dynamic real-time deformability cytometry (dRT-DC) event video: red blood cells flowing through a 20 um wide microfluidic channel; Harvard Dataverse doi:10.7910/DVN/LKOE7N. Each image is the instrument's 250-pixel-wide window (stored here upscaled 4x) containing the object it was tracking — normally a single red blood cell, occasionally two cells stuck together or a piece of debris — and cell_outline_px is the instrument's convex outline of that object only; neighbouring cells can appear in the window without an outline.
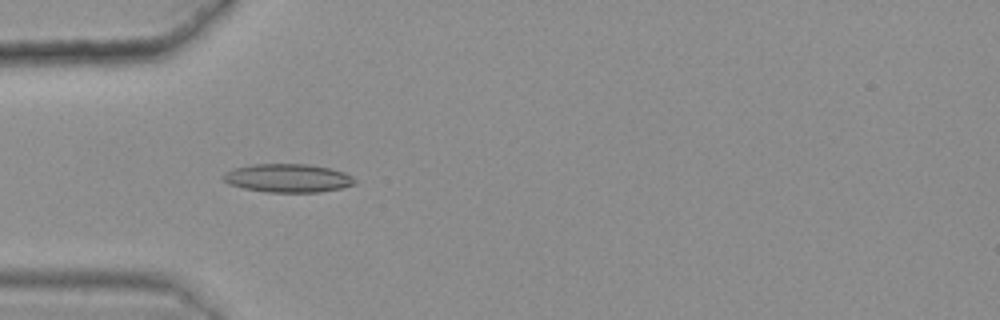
{"species": "common noctule bat (a hibernating species)", "species_latin": "Nyctalus noctula", "temperature_condition": "warm", "stored_images_in_passage": 49, "camera_frame_rate_fps": 3000, "um_per_image_px": 0.085, "animal": {"sex": "female", "body_mass_g": 25.1}, "frame": {"image": 1, "passage_image": 18, "time_ms": 5.667, "image_size_px": [1000, 320], "cell_outline_px": [[356, 184], [340, 188], [320, 192], [268, 192], [244, 188], [228, 184], [220, 176], [224, 172], [236, 168], [252, 164], [308, 164], [328, 168], [344, 172], [352, 176], [356, 180]], "centroid_in_image_um": [24.46, 15.14], "position_along_channel_um": 60.5, "area_um2": 21.79}}
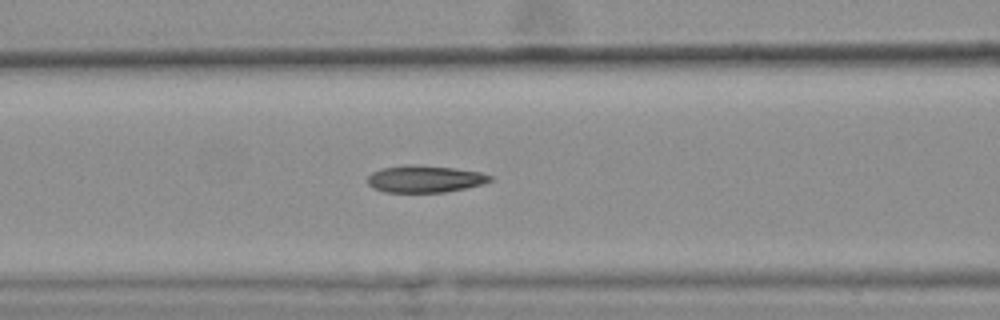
{"frame": {"image": 2, "passage_image": 24, "time_ms": 7.667, "image_size_px": [1000, 320], "cell_outline_px": [[496, 176], [492, 180], [484, 184], [444, 192], [384, 192], [372, 188], [368, 184], [368, 176], [372, 172], [380, 168], [404, 164], [412, 164], [456, 168], [480, 172]], "centroid_in_image_um": [36.12, 15.2], "position_along_channel_um": 130.5, "area_um2": 19.59}}
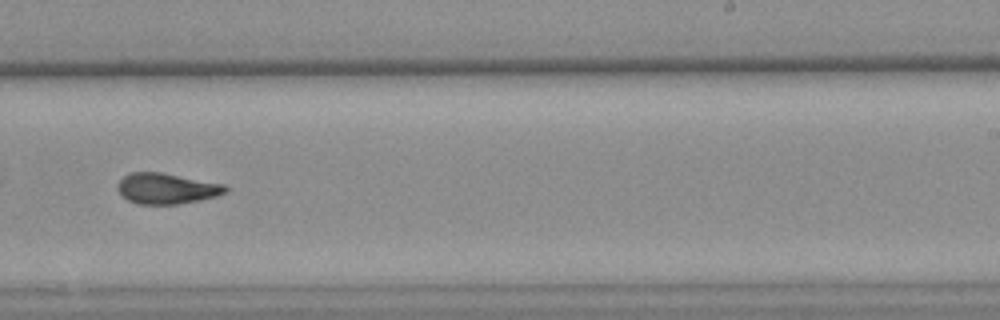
{"frame": {"image": 3, "passage_image": 36, "time_ms": 11.667, "image_size_px": [1000, 320], "cell_outline_px": [[228, 192], [216, 196], [200, 200], [180, 204], [136, 204], [128, 200], [116, 188], [116, 184], [128, 172], [160, 172], [224, 184], [228, 188]], "centroid_in_image_um": [14.15, 16.02], "position_along_channel_um": 274.8, "area_um2": 19.36}, "authors_computed_cell_mechanics": {"area_um2": 19.7098, "velocity_mm_per_s": 3.6217, "shape_relaxation_time_tau1_ms": 8.479, "shape_relaxation_time_tau2_ms": 2.2086, "deformation_change_tau1": 0.2393, "deformation_change_tau2": 0.0997}}